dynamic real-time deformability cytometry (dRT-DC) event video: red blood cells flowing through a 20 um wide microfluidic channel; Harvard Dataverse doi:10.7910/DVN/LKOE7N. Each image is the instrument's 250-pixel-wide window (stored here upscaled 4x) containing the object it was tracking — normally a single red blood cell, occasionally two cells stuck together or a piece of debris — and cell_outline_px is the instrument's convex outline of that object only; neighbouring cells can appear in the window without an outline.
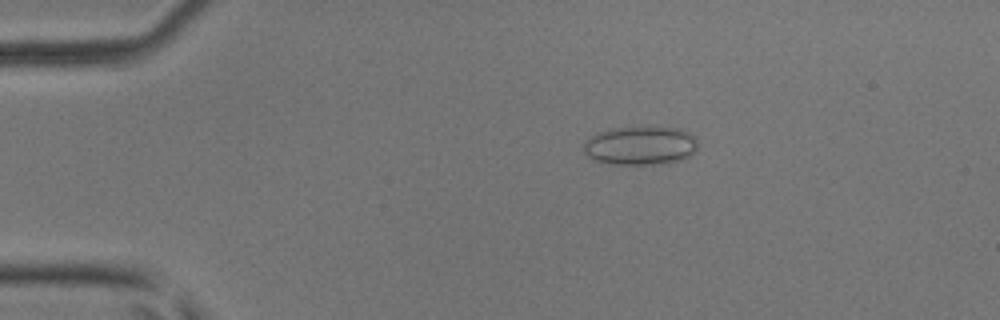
{"species": "common noctule bat (a hibernating species)", "species_latin": "Nyctalus noctula", "temperature_condition": "room temperature", "stored_images_in_passage": 50, "camera_frame_rate_fps": 3000, "um_per_image_px": 0.085, "animal": {"sex": "male", "body_mass_g": 17.9, "forearm_length_mm": 54.2}, "frame": {"image": 1, "passage_image": 10, "time_ms": 3.0, "image_size_px": [1000, 320], "cell_outline_px": [[696, 152], [680, 160], [660, 164], [612, 164], [596, 160], [588, 156], [584, 152], [584, 140], [596, 132], [608, 128], [648, 124], [680, 128], [696, 136]], "centroid_in_image_um": [54.43, 12.31], "position_along_channel_um": 30.6, "area_um2": 26.76}}
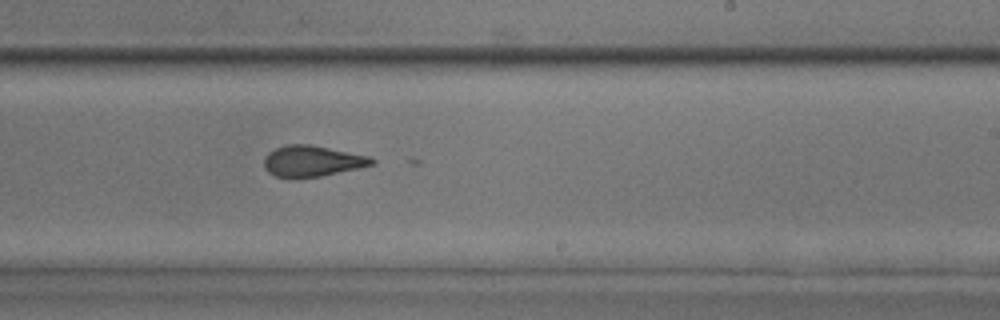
{"frame": {"image": 2, "passage_image": 31, "time_ms": 10.0, "image_size_px": [1000, 320], "cell_outline_px": [[376, 164], [320, 176], [288, 180], [276, 176], [268, 172], [264, 168], [264, 156], [268, 152], [276, 148], [288, 144], [308, 144], [372, 156], [376, 160]], "centroid_in_image_um": [26.52, 13.71], "position_along_channel_um": 262.5, "area_um2": 19.83}}
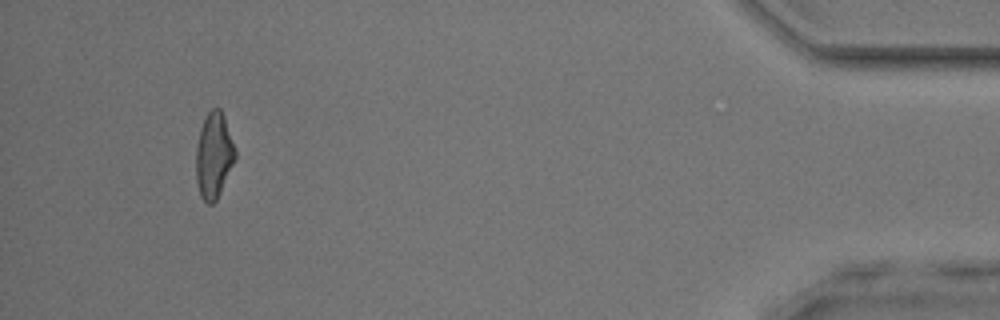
{"frame": {"image": 3, "passage_image": 47, "time_ms": 15.333, "image_size_px": [1000, 320], "cell_outline_px": [[236, 160], [216, 200], [212, 204], [208, 204], [200, 196], [196, 180], [196, 148], [200, 128], [208, 112], [212, 108], [220, 108], [224, 116], [236, 152]], "centroid_in_image_um": [18.17, 13.23], "position_along_channel_um": 417.0, "area_um2": 19.54}, "authors_computed_cell_mechanics": {"area_um2": 20.2878, "velocity_mm_per_s": 4.1799, "shape_relaxation_time_tau1_ms": null, "shape_relaxation_time_tau2_ms": 2.851, "deformation_change_tau1": null, "deformation_change_tau2": 0.0879}}